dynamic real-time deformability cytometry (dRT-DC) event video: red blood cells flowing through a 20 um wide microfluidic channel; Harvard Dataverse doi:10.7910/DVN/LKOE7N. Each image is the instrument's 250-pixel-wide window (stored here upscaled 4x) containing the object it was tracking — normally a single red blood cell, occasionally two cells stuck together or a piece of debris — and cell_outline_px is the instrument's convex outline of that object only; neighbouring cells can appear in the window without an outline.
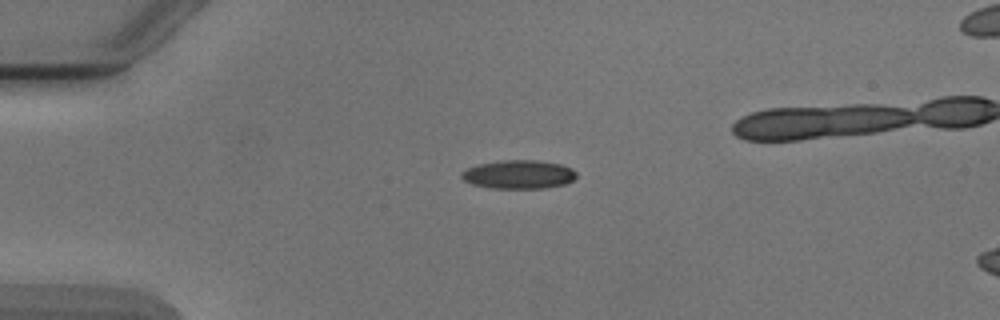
{"species": "Egyptian fruit bat (a non-hibernating species)", "species_latin": "Rousettus aegyptiacus", "temperature_condition": "cold", "stored_images_in_passage": 3, "camera_frame_rate_fps": 3000, "um_per_image_px": 0.085, "animal": {"sex": "male"}, "frame": {"image": 1, "passage_image": 1, "time_ms": 0.0, "image_size_px": [1000, 320], "cell_outline_px": [[576, 176], [572, 180], [564, 184], [544, 188], [488, 188], [472, 184], [464, 180], [460, 176], [460, 172], [468, 168], [480, 164], [504, 160], [536, 160], [560, 164], [572, 168], [576, 172]], "centroid_in_image_um": [44.07, 14.83], "position_along_channel_um": 40.9, "area_um2": 19.07}}